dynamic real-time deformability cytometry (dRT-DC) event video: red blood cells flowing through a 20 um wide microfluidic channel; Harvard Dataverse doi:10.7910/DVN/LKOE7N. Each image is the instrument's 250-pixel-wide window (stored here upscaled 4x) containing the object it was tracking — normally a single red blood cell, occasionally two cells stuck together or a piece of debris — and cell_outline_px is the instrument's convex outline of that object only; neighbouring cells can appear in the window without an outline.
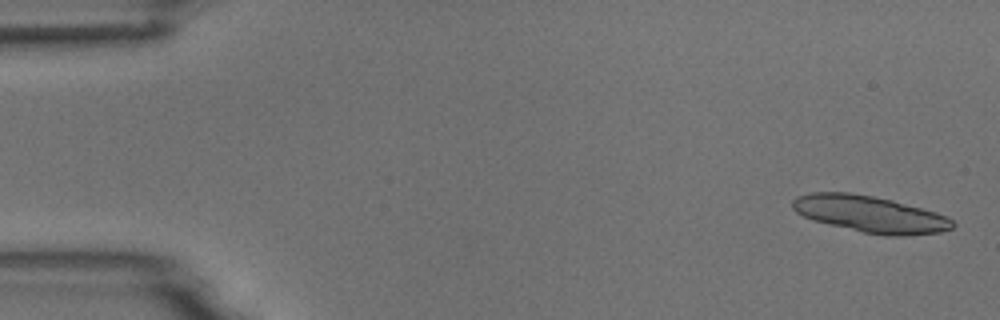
{"species": "common noctule bat (a hibernating species)", "species_latin": "Nyctalus noctula", "temperature_condition": "room temperature", "stored_images_in_passage": 4, "segment_of_instrument_passage": [2, 2], "camera_frame_rate_fps": 3000, "um_per_image_px": 0.085, "animal": {"sex": "male", "body_mass_g": 18.8}, "frame": {"image": 1, "passage_image": 4, "time_ms": 4.333, "image_size_px": [1000, 320], "cell_outline_px": [[956, 224], [952, 228], [940, 232], [904, 236], [884, 236], [864, 232], [828, 224], [812, 220], [796, 212], [792, 208], [792, 200], [796, 196], [812, 192], [848, 192], [872, 196], [892, 200], [936, 212], [948, 216]], "centroid_in_image_um": [73.95, 18.2], "position_along_channel_um": 11.0, "area_um2": 34.16}}